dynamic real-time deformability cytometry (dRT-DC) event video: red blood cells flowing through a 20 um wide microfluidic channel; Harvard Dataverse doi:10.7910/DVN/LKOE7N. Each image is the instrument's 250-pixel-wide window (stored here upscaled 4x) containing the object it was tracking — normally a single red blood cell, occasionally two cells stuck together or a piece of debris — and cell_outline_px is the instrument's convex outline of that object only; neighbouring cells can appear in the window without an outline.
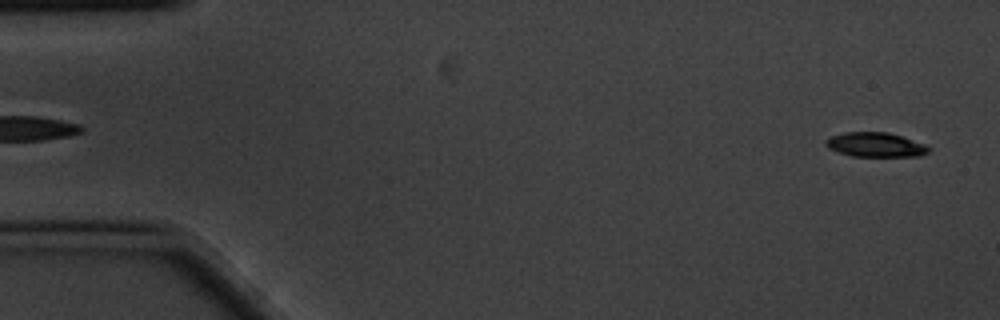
{"species": "common noctule bat (a hibernating species)", "species_latin": "Nyctalus noctula", "temperature_condition": "cold", "stored_images_in_passage": 5, "segment_of_instrument_passage": [2, 2], "camera_frame_rate_fps": 3000, "um_per_image_px": 0.085, "animal": {"sex": "male", "body_mass_g": 20.1, "forearm_length_mm": 53.5}, "frame": {"image": 1, "passage_image": 5, "time_ms": 1.333, "image_size_px": [1000, 320], "cell_outline_px": [[928, 152], [920, 156], [852, 156], [828, 148], [824, 144], [824, 140], [832, 136], [844, 132], [888, 132], [924, 144], [928, 148]], "centroid_in_image_um": [74.36, 12.3], "position_along_channel_um": 10.6, "area_um2": 14.45}}